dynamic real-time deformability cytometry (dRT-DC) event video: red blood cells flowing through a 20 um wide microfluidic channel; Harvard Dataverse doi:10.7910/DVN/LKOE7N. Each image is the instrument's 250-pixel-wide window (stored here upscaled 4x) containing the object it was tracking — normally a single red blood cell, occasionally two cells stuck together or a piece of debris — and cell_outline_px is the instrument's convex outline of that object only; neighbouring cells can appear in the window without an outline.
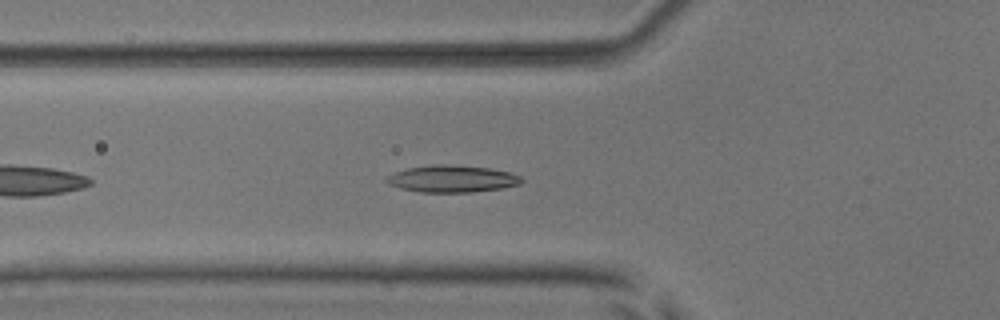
{"species": "common noctule bat (a hibernating species)", "species_latin": "Nyctalus noctula", "temperature_condition": "room temperature", "stored_images_in_passage": 40, "camera_frame_rate_fps": 3000, "um_per_image_px": 0.085, "animal": {"sex": "male", "body_mass_g": 17.9, "forearm_length_mm": 54.2}, "frame": {"image": 1, "passage_image": 6, "time_ms": 1.667, "image_size_px": [1000, 320], "cell_outline_px": [[524, 180], [520, 184], [504, 188], [472, 192], [420, 192], [400, 188], [388, 184], [384, 180], [388, 176], [396, 172], [408, 168], [436, 164], [448, 164], [492, 168], [508, 172], [520, 176]], "centroid_in_image_um": [38.45, 15.2], "position_along_channel_um": 87.4, "area_um2": 21.27}}
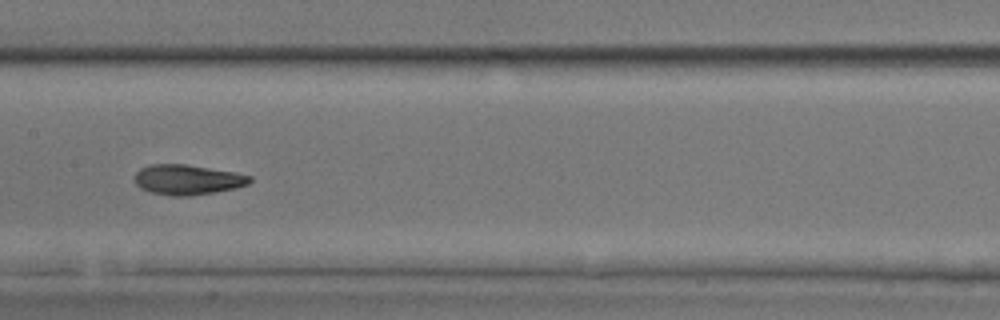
{"frame": {"image": 2, "passage_image": 14, "time_ms": 4.333, "image_size_px": [1000, 320], "cell_outline_px": [[252, 180], [248, 184], [236, 188], [192, 196], [172, 196], [152, 192], [140, 188], [136, 184], [136, 172], [140, 168], [148, 164], [188, 164], [232, 172], [252, 176]], "centroid_in_image_um": [15.93, 15.27], "position_along_channel_um": 191.5, "area_um2": 20.17}}
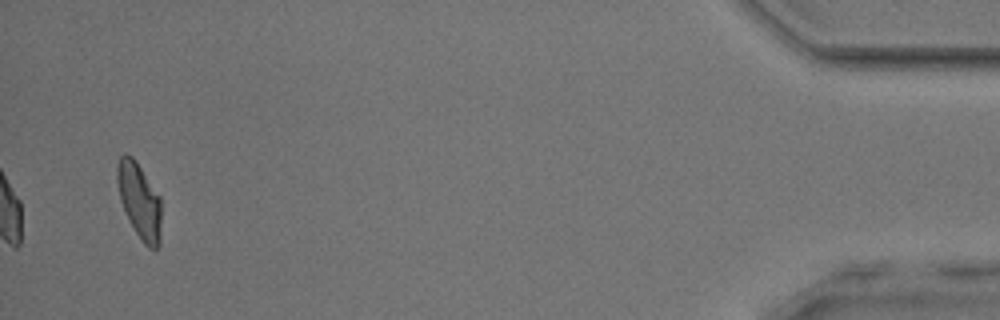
{"frame": {"image": 3, "passage_image": 38, "time_ms": 12.333, "image_size_px": [1000, 320], "cell_outline_px": [[160, 244], [156, 248], [148, 248], [144, 244], [128, 220], [120, 200], [116, 180], [116, 164], [120, 156], [124, 152], [132, 156], [136, 160], [160, 196]], "centroid_in_image_um": [11.82, 17.02], "position_along_channel_um": 423.4, "area_um2": 19.59}, "authors_computed_cell_mechanics": {"area_um2": 19.9121, "velocity_mm_per_s": 3.9, "shape_relaxation_time_tau1_ms": 5.8368, "shape_relaxation_time_tau2_ms": 2.1113, "deformation_change_tau1": 0.2047, "deformation_change_tau2": 0.0913}}